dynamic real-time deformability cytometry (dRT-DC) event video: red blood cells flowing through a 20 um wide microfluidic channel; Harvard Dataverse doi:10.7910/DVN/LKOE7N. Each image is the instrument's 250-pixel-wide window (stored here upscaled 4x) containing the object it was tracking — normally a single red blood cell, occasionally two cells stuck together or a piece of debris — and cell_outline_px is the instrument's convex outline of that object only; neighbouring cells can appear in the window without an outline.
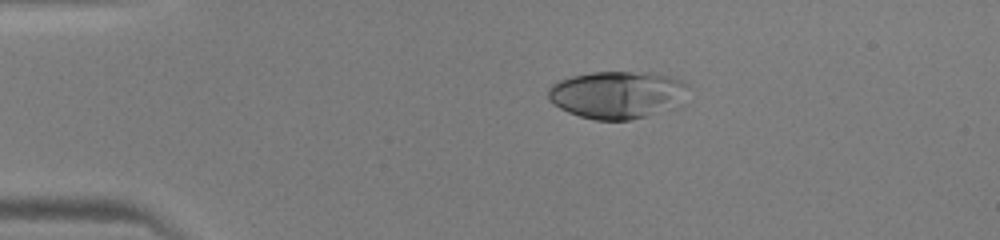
{"species": "human", "species_latin": "Homo sapiens", "temperature_condition": "warm", "stored_images_in_passage": 38, "camera_frame_rate_fps": 3000, "um_per_image_px": 0.085, "donor": {"sex": "male"}, "frame": {"image": 1, "passage_image": 1, "time_ms": 0.0, "image_size_px": [1000, 240], "cell_outline_px": [[688, 84], [676, 108], [628, 120], [596, 120], [580, 116], [568, 112], [560, 108], [548, 100], [548, 88], [556, 80], [572, 76], [592, 72], [648, 72], [668, 76], [684, 80]], "centroid_in_image_um": [52.42, 8.04], "position_along_channel_um": 32.6, "area_um2": 38.73}}
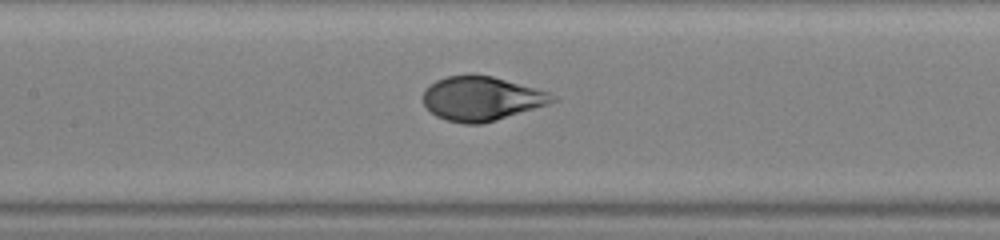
{"frame": {"image": 2, "passage_image": 14, "time_ms": 4.333, "image_size_px": [1000, 240], "cell_outline_px": [[560, 100], [548, 104], [496, 120], [480, 124], [464, 124], [448, 120], [436, 116], [424, 104], [424, 88], [436, 80], [448, 76], [492, 76], [548, 92]], "centroid_in_image_um": [40.93, 8.39], "position_along_channel_um": 166.5, "area_um2": 32.71}}
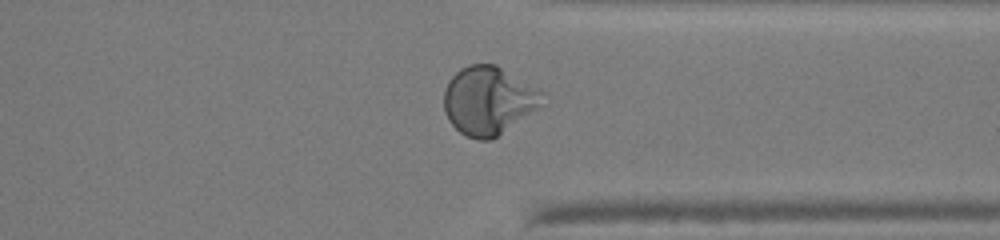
{"frame": {"image": 3, "passage_image": 28, "time_ms": 9.0, "image_size_px": [1000, 240], "cell_outline_px": [[544, 92], [540, 104], [536, 108], [492, 140], [476, 140], [460, 132], [448, 120], [444, 112], [444, 88], [448, 80], [460, 68], [468, 64], [496, 64]], "centroid_in_image_um": [41.46, 8.53], "position_along_channel_um": 369.9, "area_um2": 38.84}}